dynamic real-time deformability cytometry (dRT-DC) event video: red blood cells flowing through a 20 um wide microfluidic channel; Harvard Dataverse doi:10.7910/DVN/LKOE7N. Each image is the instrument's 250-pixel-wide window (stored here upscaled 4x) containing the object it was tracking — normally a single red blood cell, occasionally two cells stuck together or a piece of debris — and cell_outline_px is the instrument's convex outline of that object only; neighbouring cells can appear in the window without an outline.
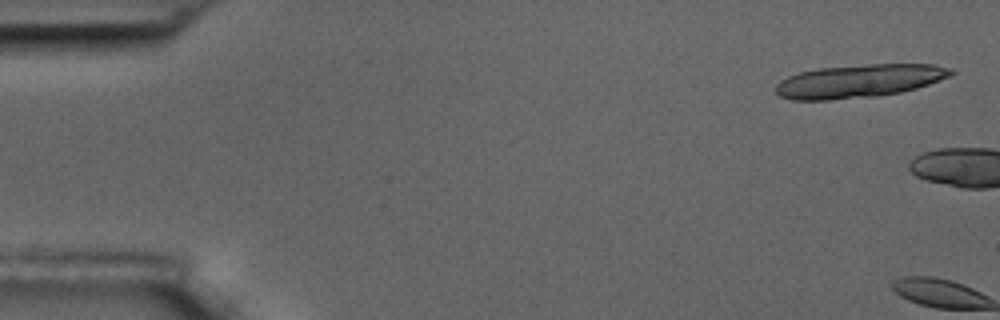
{"species": "common noctule bat (a hibernating species)", "species_latin": "Nyctalus noctula", "temperature_condition": "room temperature", "stored_images_in_passage": 3, "camera_frame_rate_fps": 3000, "um_per_image_px": 0.085, "animal": {"sex": "male", "body_mass_g": 17.5, "forearm_length_mm": 52.3}, "frame": {"image": 1, "passage_image": 2, "time_ms": 0.333, "image_size_px": [1000, 320], "cell_outline_px": [[956, 72], [952, 76], [916, 88], [900, 92], [876, 96], [828, 100], [792, 100], [780, 96], [776, 92], [776, 84], [780, 80], [788, 76], [800, 72], [820, 68], [868, 64], [936, 64], [952, 68]], "centroid_in_image_um": [73.05, 6.88], "position_along_channel_um": 11.9, "area_um2": 33.99}}